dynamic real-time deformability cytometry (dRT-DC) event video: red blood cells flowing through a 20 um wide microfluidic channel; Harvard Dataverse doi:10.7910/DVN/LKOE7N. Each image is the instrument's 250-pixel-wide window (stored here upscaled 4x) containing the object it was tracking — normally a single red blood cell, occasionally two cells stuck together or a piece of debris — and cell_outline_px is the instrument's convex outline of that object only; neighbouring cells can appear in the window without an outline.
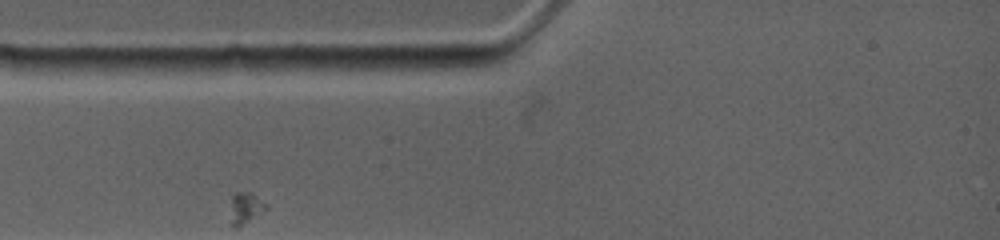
{"species": "common noctule bat (a hibernating species)", "species_latin": "Nyctalus noctula", "temperature_condition": "warm", "stored_images_in_passage": 2, "camera_frame_rate_fps": 4500, "um_per_image_px": 0.085, "animal": {"sex": "female", "body_mass_g": 19.0, "forearm_length_mm": 53.3}, "frame": {"image": 1, "passage_image": 2, "time_ms": 0.222, "image_size_px": [1000, 240], "cell_outline_px": [[488, 64], [432, 72], [324, 68], [336, 56], [476, 56], [484, 60]], "centroid_in_image_um": [34.44, 5.35], "position_along_channel_um": 50.6, "area_um2": 14.97}}